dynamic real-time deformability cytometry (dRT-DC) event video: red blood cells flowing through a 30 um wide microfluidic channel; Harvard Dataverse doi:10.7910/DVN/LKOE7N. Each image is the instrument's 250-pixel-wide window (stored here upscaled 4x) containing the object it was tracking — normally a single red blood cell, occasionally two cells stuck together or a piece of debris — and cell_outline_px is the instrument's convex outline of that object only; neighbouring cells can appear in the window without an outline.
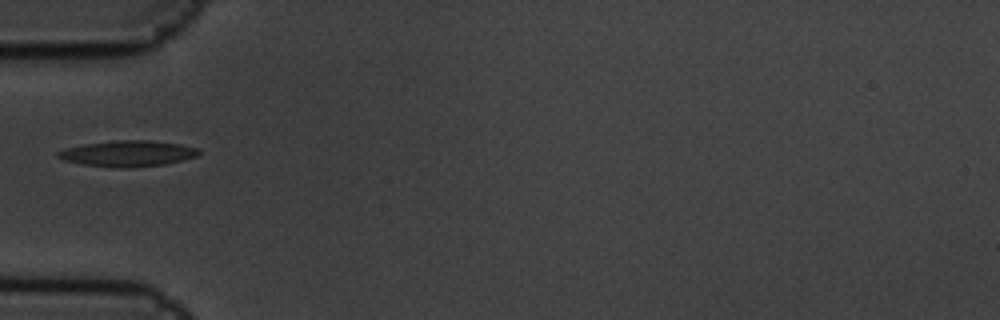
{"species": "common noctule bat (a hibernating species)", "species_latin": "Nyctalus noctula", "temperature_condition": "cold", "stored_images_in_passage": 10, "camera_frame_rate_fps": 3000, "um_per_image_px": 0.085, "animal": {"sex": "male", "body_mass_g": 19.5, "forearm_length_mm": 54.6}, "frame": {"image": 1, "passage_image": 5, "time_ms": 1.333, "image_size_px": [1000, 320], "cell_outline_px": [[200, 152], [196, 156], [164, 164], [132, 168], [112, 168], [80, 164], [64, 160], [56, 156], [56, 152], [64, 148], [84, 144], [116, 140], [148, 140], [180, 144], [196, 148]], "centroid_in_image_um": [10.78, 13.06], "position_along_channel_um": 74.2, "area_um2": 21.33}}
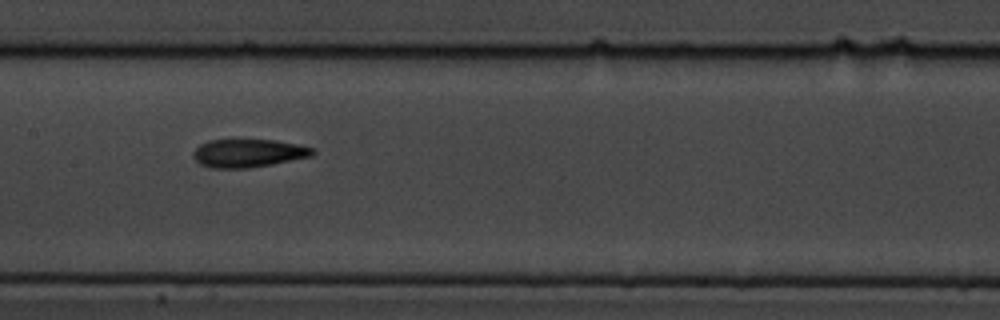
{"frame": {"image": 2, "passage_image": 8, "time_ms": 2.333, "image_size_px": [1000, 320], "cell_outline_px": [[316, 152], [312, 156], [272, 164], [248, 168], [212, 168], [200, 164], [192, 156], [192, 152], [200, 144], [208, 140], [276, 140], [300, 144], [316, 148]], "centroid_in_image_um": [21.14, 13.01], "position_along_channel_um": 186.3, "area_um2": 19.77}}
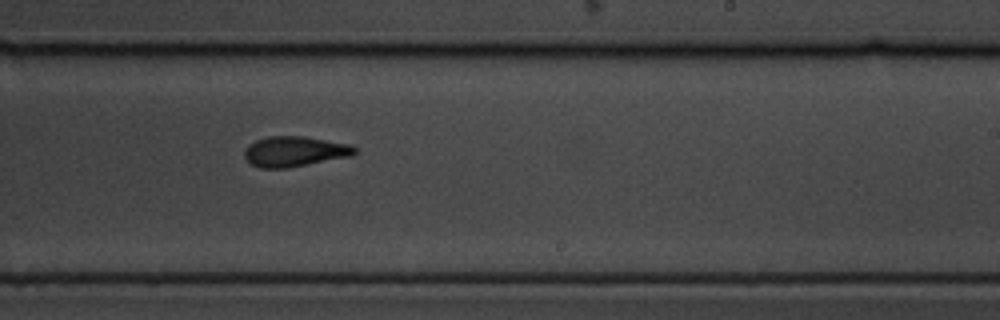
{"frame": {"image": 3, "passage_image": 10, "time_ms": 3.0, "image_size_px": [1000, 320], "cell_outline_px": [[356, 152], [352, 156], [288, 168], [260, 168], [252, 164], [244, 156], [244, 148], [248, 144], [256, 140], [268, 136], [304, 136], [352, 144], [356, 148]], "centroid_in_image_um": [25.05, 12.87], "position_along_channel_um": 263.9, "area_um2": 19.65}}